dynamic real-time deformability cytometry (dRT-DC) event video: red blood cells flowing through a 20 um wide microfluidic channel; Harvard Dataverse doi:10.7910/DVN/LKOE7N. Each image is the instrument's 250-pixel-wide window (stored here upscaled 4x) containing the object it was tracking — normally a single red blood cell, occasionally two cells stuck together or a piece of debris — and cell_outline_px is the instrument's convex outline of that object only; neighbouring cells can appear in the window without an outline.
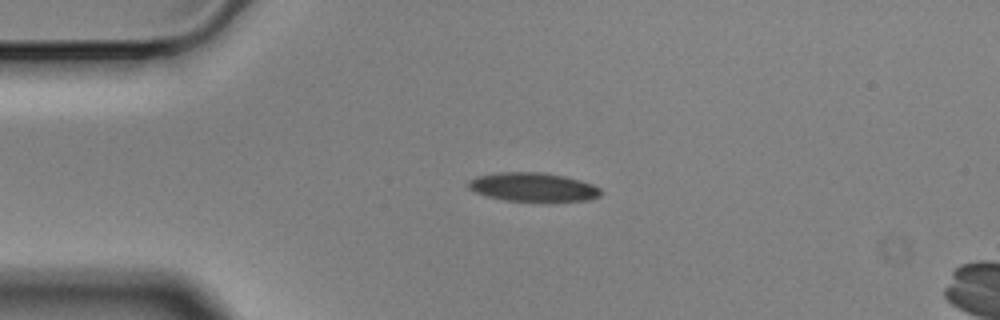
{"species": "Egyptian fruit bat (a non-hibernating species)", "species_latin": "Rousettus aegyptiacus", "temperature_condition": "cold", "stored_images_in_passage": 4, "camera_frame_rate_fps": 3000, "um_per_image_px": 0.085, "animal": {"sex": "male"}, "frame": {"image": 1, "passage_image": 2, "time_ms": 0.333, "image_size_px": [1000, 320], "cell_outline_px": [[600, 196], [588, 200], [504, 200], [484, 196], [468, 188], [468, 180], [476, 176], [500, 172], [540, 172], [564, 176], [580, 180], [592, 184], [600, 188]], "centroid_in_image_um": [45.26, 15.88], "position_along_channel_um": 39.7, "area_um2": 21.91}}
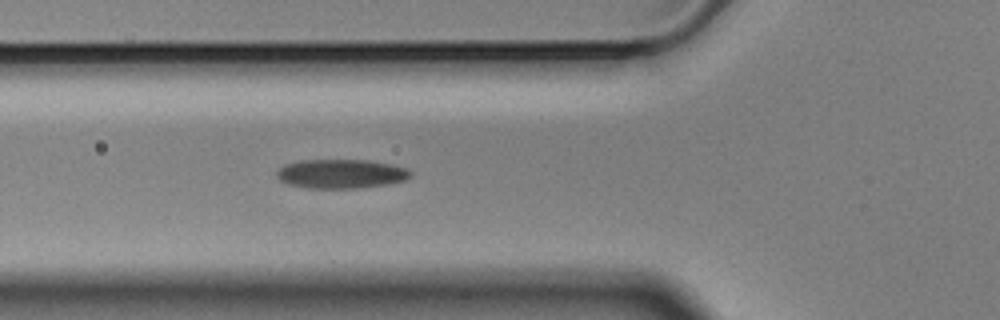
{"frame": {"image": 2, "passage_image": 4, "time_ms": 1.0, "image_size_px": [1000, 320], "cell_outline_px": [[412, 176], [404, 180], [384, 184], [356, 188], [308, 188], [288, 184], [280, 180], [276, 176], [276, 172], [284, 164], [300, 160], [368, 160], [392, 164], [408, 168], [412, 172]], "centroid_in_image_um": [28.98, 14.76], "position_along_channel_um": 96.8, "area_um2": 22.72}}